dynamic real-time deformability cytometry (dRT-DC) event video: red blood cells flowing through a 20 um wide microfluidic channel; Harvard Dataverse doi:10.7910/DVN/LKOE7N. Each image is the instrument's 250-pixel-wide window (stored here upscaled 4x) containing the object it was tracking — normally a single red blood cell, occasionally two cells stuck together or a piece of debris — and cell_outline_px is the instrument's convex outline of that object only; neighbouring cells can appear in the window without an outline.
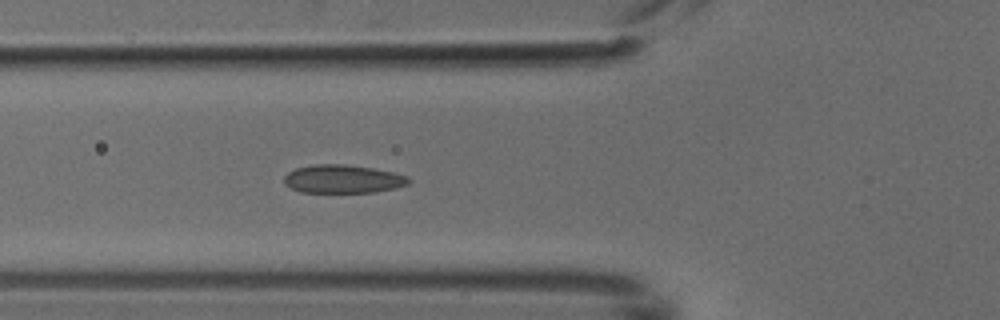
{"species": "common noctule bat (a hibernating species)", "species_latin": "Nyctalus noctula", "temperature_condition": "cold", "stored_images_in_passage": 4, "camera_frame_rate_fps": 3000, "um_per_image_px": 0.085, "animal": {"sex": "male", "body_mass_g": 18.8}, "frame": {"image": 1, "passage_image": 4, "time_ms": 1.0, "image_size_px": [1000, 320], "cell_outline_px": [[412, 180], [408, 184], [396, 188], [376, 192], [300, 192], [284, 184], [284, 176], [288, 172], [296, 168], [312, 164], [344, 164], [372, 168], [392, 172], [408, 176]], "centroid_in_image_um": [29.15, 15.21], "position_along_channel_um": 96.7, "area_um2": 20.63}}